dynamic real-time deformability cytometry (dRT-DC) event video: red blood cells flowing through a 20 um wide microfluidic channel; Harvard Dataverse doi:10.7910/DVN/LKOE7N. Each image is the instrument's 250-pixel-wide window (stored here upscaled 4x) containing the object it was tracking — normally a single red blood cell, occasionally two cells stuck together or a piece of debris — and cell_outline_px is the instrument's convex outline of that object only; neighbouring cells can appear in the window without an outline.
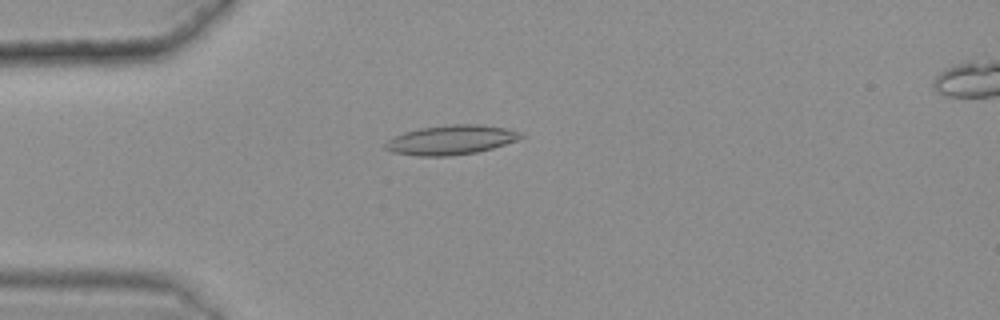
{"species": "common noctule bat (a hibernating species)", "species_latin": "Nyctalus noctula", "temperature_condition": "warm", "stored_images_in_passage": 47, "camera_frame_rate_fps": 3000, "um_per_image_px": 0.085, "animal": {"sex": "female", "body_mass_g": 25.1}, "frame": {"image": 1, "passage_image": 12, "time_ms": 3.667, "image_size_px": [1000, 320], "cell_outline_px": [[528, 136], [492, 148], [476, 152], [452, 156], [416, 156], [392, 152], [384, 148], [384, 144], [388, 140], [404, 132], [420, 128], [452, 124], [476, 124], [504, 128], [520, 132]], "centroid_in_image_um": [38.33, 11.9], "position_along_channel_um": 46.7, "area_um2": 23.18}}
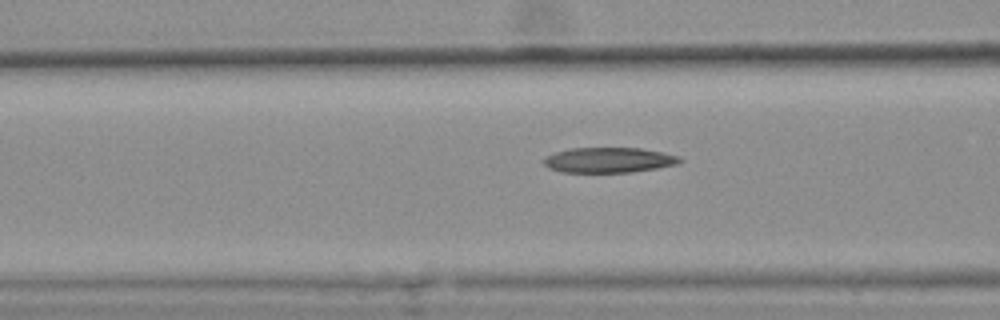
{"frame": {"image": 2, "passage_image": 19, "time_ms": 6.0, "image_size_px": [1000, 320], "cell_outline_px": [[684, 160], [680, 164], [632, 172], [560, 172], [548, 168], [540, 160], [544, 156], [568, 148], [640, 148], [664, 152], [680, 156]], "centroid_in_image_um": [51.74, 13.6], "position_along_channel_um": 114.9, "area_um2": 20.35}}
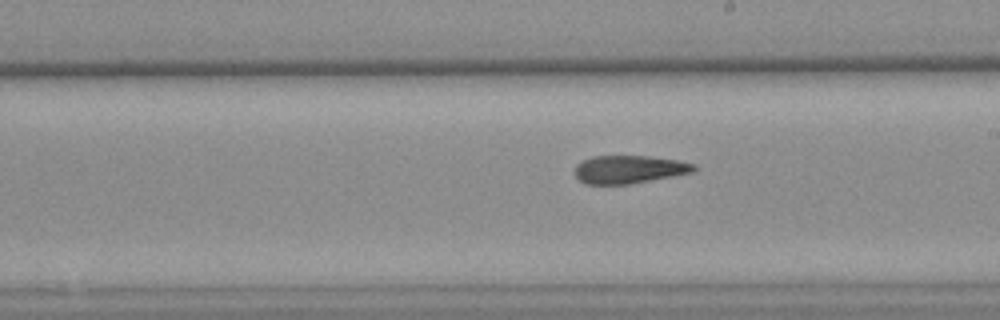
{"frame": {"image": 3, "passage_image": 29, "time_ms": 9.333, "image_size_px": [1000, 320], "cell_outline_px": [[696, 172], [632, 184], [584, 184], [572, 172], [576, 164], [592, 156], [648, 156], [676, 160], [696, 164]], "centroid_in_image_um": [53.47, 14.4], "position_along_channel_um": 235.5, "area_um2": 19.71}, "authors_computed_cell_mechanics": {"area_um2": 20.5768, "velocity_mm_per_s": 3.6242, "shape_relaxation_time_tau1_ms": null, "shape_relaxation_time_tau2_ms": 5.3396, "deformation_change_tau1": null, "deformation_change_tau2": 0.149}}